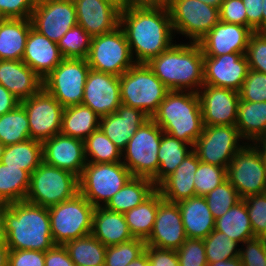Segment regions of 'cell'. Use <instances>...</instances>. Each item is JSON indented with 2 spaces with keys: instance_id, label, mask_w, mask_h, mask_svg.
I'll use <instances>...</instances> for the list:
<instances>
[{
  "instance_id": "cell-1",
  "label": "cell",
  "mask_w": 266,
  "mask_h": 266,
  "mask_svg": "<svg viewBox=\"0 0 266 266\" xmlns=\"http://www.w3.org/2000/svg\"><path fill=\"white\" fill-rule=\"evenodd\" d=\"M135 63H148L176 40L166 4L130 5L120 12V25Z\"/></svg>"
},
{
  "instance_id": "cell-2",
  "label": "cell",
  "mask_w": 266,
  "mask_h": 266,
  "mask_svg": "<svg viewBox=\"0 0 266 266\" xmlns=\"http://www.w3.org/2000/svg\"><path fill=\"white\" fill-rule=\"evenodd\" d=\"M9 250L47 251L55 244L48 208L26 200L0 208Z\"/></svg>"
},
{
  "instance_id": "cell-3",
  "label": "cell",
  "mask_w": 266,
  "mask_h": 266,
  "mask_svg": "<svg viewBox=\"0 0 266 266\" xmlns=\"http://www.w3.org/2000/svg\"><path fill=\"white\" fill-rule=\"evenodd\" d=\"M147 65L169 89L198 92L204 85V55L198 43H174Z\"/></svg>"
},
{
  "instance_id": "cell-4",
  "label": "cell",
  "mask_w": 266,
  "mask_h": 266,
  "mask_svg": "<svg viewBox=\"0 0 266 266\" xmlns=\"http://www.w3.org/2000/svg\"><path fill=\"white\" fill-rule=\"evenodd\" d=\"M151 119L164 133L192 147L204 128L199 96L192 91L170 90Z\"/></svg>"
},
{
  "instance_id": "cell-5",
  "label": "cell",
  "mask_w": 266,
  "mask_h": 266,
  "mask_svg": "<svg viewBox=\"0 0 266 266\" xmlns=\"http://www.w3.org/2000/svg\"><path fill=\"white\" fill-rule=\"evenodd\" d=\"M119 81L121 104L139 109L150 118L170 91L146 63H135Z\"/></svg>"
},
{
  "instance_id": "cell-6",
  "label": "cell",
  "mask_w": 266,
  "mask_h": 266,
  "mask_svg": "<svg viewBox=\"0 0 266 266\" xmlns=\"http://www.w3.org/2000/svg\"><path fill=\"white\" fill-rule=\"evenodd\" d=\"M162 134L163 130L150 118L138 128L122 151V163L132 176L148 178L156 187Z\"/></svg>"
},
{
  "instance_id": "cell-7",
  "label": "cell",
  "mask_w": 266,
  "mask_h": 266,
  "mask_svg": "<svg viewBox=\"0 0 266 266\" xmlns=\"http://www.w3.org/2000/svg\"><path fill=\"white\" fill-rule=\"evenodd\" d=\"M95 207L79 192L74 197L48 208L55 245L91 234Z\"/></svg>"
},
{
  "instance_id": "cell-8",
  "label": "cell",
  "mask_w": 266,
  "mask_h": 266,
  "mask_svg": "<svg viewBox=\"0 0 266 266\" xmlns=\"http://www.w3.org/2000/svg\"><path fill=\"white\" fill-rule=\"evenodd\" d=\"M79 193V177L42 162L30 176L25 200L49 208Z\"/></svg>"
},
{
  "instance_id": "cell-9",
  "label": "cell",
  "mask_w": 266,
  "mask_h": 266,
  "mask_svg": "<svg viewBox=\"0 0 266 266\" xmlns=\"http://www.w3.org/2000/svg\"><path fill=\"white\" fill-rule=\"evenodd\" d=\"M131 177L122 162H87L79 177V192L94 207H104Z\"/></svg>"
},
{
  "instance_id": "cell-10",
  "label": "cell",
  "mask_w": 266,
  "mask_h": 266,
  "mask_svg": "<svg viewBox=\"0 0 266 266\" xmlns=\"http://www.w3.org/2000/svg\"><path fill=\"white\" fill-rule=\"evenodd\" d=\"M226 177L242 199L266 193V165L256 143H246L234 155Z\"/></svg>"
},
{
  "instance_id": "cell-11",
  "label": "cell",
  "mask_w": 266,
  "mask_h": 266,
  "mask_svg": "<svg viewBox=\"0 0 266 266\" xmlns=\"http://www.w3.org/2000/svg\"><path fill=\"white\" fill-rule=\"evenodd\" d=\"M87 59L64 58L43 81V89L64 108L82 104L90 71Z\"/></svg>"
},
{
  "instance_id": "cell-12",
  "label": "cell",
  "mask_w": 266,
  "mask_h": 266,
  "mask_svg": "<svg viewBox=\"0 0 266 266\" xmlns=\"http://www.w3.org/2000/svg\"><path fill=\"white\" fill-rule=\"evenodd\" d=\"M87 62L91 69L120 77L135 62L123 29L94 36L91 40Z\"/></svg>"
},
{
  "instance_id": "cell-13",
  "label": "cell",
  "mask_w": 266,
  "mask_h": 266,
  "mask_svg": "<svg viewBox=\"0 0 266 266\" xmlns=\"http://www.w3.org/2000/svg\"><path fill=\"white\" fill-rule=\"evenodd\" d=\"M174 34L185 36L188 42L198 43L219 19V9L199 0H168Z\"/></svg>"
},
{
  "instance_id": "cell-14",
  "label": "cell",
  "mask_w": 266,
  "mask_h": 266,
  "mask_svg": "<svg viewBox=\"0 0 266 266\" xmlns=\"http://www.w3.org/2000/svg\"><path fill=\"white\" fill-rule=\"evenodd\" d=\"M245 144L235 125L204 126L193 151L199 161L227 169L234 155Z\"/></svg>"
},
{
  "instance_id": "cell-15",
  "label": "cell",
  "mask_w": 266,
  "mask_h": 266,
  "mask_svg": "<svg viewBox=\"0 0 266 266\" xmlns=\"http://www.w3.org/2000/svg\"><path fill=\"white\" fill-rule=\"evenodd\" d=\"M20 105L27 113L31 139L43 142L60 133L64 107L43 88Z\"/></svg>"
},
{
  "instance_id": "cell-16",
  "label": "cell",
  "mask_w": 266,
  "mask_h": 266,
  "mask_svg": "<svg viewBox=\"0 0 266 266\" xmlns=\"http://www.w3.org/2000/svg\"><path fill=\"white\" fill-rule=\"evenodd\" d=\"M32 28L53 42L77 25L73 0H36L31 14Z\"/></svg>"
},
{
  "instance_id": "cell-17",
  "label": "cell",
  "mask_w": 266,
  "mask_h": 266,
  "mask_svg": "<svg viewBox=\"0 0 266 266\" xmlns=\"http://www.w3.org/2000/svg\"><path fill=\"white\" fill-rule=\"evenodd\" d=\"M197 94L204 126L236 125L239 91L204 84Z\"/></svg>"
},
{
  "instance_id": "cell-18",
  "label": "cell",
  "mask_w": 266,
  "mask_h": 266,
  "mask_svg": "<svg viewBox=\"0 0 266 266\" xmlns=\"http://www.w3.org/2000/svg\"><path fill=\"white\" fill-rule=\"evenodd\" d=\"M82 105L90 107L100 118L115 113L121 105L119 77L90 69Z\"/></svg>"
},
{
  "instance_id": "cell-19",
  "label": "cell",
  "mask_w": 266,
  "mask_h": 266,
  "mask_svg": "<svg viewBox=\"0 0 266 266\" xmlns=\"http://www.w3.org/2000/svg\"><path fill=\"white\" fill-rule=\"evenodd\" d=\"M186 239L178 203L163 199L159 192L155 223L151 235L145 241L146 246L177 250Z\"/></svg>"
},
{
  "instance_id": "cell-20",
  "label": "cell",
  "mask_w": 266,
  "mask_h": 266,
  "mask_svg": "<svg viewBox=\"0 0 266 266\" xmlns=\"http://www.w3.org/2000/svg\"><path fill=\"white\" fill-rule=\"evenodd\" d=\"M249 65L245 53L204 56V84L215 87L241 89Z\"/></svg>"
},
{
  "instance_id": "cell-21",
  "label": "cell",
  "mask_w": 266,
  "mask_h": 266,
  "mask_svg": "<svg viewBox=\"0 0 266 266\" xmlns=\"http://www.w3.org/2000/svg\"><path fill=\"white\" fill-rule=\"evenodd\" d=\"M43 162L80 177L87 164L84 140L58 133L42 142Z\"/></svg>"
},
{
  "instance_id": "cell-22",
  "label": "cell",
  "mask_w": 266,
  "mask_h": 266,
  "mask_svg": "<svg viewBox=\"0 0 266 266\" xmlns=\"http://www.w3.org/2000/svg\"><path fill=\"white\" fill-rule=\"evenodd\" d=\"M252 33L247 26L219 21L198 44L204 56L246 53Z\"/></svg>"
},
{
  "instance_id": "cell-23",
  "label": "cell",
  "mask_w": 266,
  "mask_h": 266,
  "mask_svg": "<svg viewBox=\"0 0 266 266\" xmlns=\"http://www.w3.org/2000/svg\"><path fill=\"white\" fill-rule=\"evenodd\" d=\"M76 8L77 25L91 37L109 33L120 25V12L108 0H73Z\"/></svg>"
},
{
  "instance_id": "cell-24",
  "label": "cell",
  "mask_w": 266,
  "mask_h": 266,
  "mask_svg": "<svg viewBox=\"0 0 266 266\" xmlns=\"http://www.w3.org/2000/svg\"><path fill=\"white\" fill-rule=\"evenodd\" d=\"M148 117L143 111L121 104L115 113L100 118V129L123 151L130 138Z\"/></svg>"
},
{
  "instance_id": "cell-25",
  "label": "cell",
  "mask_w": 266,
  "mask_h": 266,
  "mask_svg": "<svg viewBox=\"0 0 266 266\" xmlns=\"http://www.w3.org/2000/svg\"><path fill=\"white\" fill-rule=\"evenodd\" d=\"M56 42L31 28L22 61L44 79L63 60Z\"/></svg>"
},
{
  "instance_id": "cell-26",
  "label": "cell",
  "mask_w": 266,
  "mask_h": 266,
  "mask_svg": "<svg viewBox=\"0 0 266 266\" xmlns=\"http://www.w3.org/2000/svg\"><path fill=\"white\" fill-rule=\"evenodd\" d=\"M0 84L20 101L43 88L42 79L22 60H0Z\"/></svg>"
},
{
  "instance_id": "cell-27",
  "label": "cell",
  "mask_w": 266,
  "mask_h": 266,
  "mask_svg": "<svg viewBox=\"0 0 266 266\" xmlns=\"http://www.w3.org/2000/svg\"><path fill=\"white\" fill-rule=\"evenodd\" d=\"M198 165V156L192 151L177 166L176 170L157 187L162 198L178 203L183 199L196 196L194 174Z\"/></svg>"
},
{
  "instance_id": "cell-28",
  "label": "cell",
  "mask_w": 266,
  "mask_h": 266,
  "mask_svg": "<svg viewBox=\"0 0 266 266\" xmlns=\"http://www.w3.org/2000/svg\"><path fill=\"white\" fill-rule=\"evenodd\" d=\"M187 238L204 239L215 227V219L203 196H193L178 202Z\"/></svg>"
},
{
  "instance_id": "cell-29",
  "label": "cell",
  "mask_w": 266,
  "mask_h": 266,
  "mask_svg": "<svg viewBox=\"0 0 266 266\" xmlns=\"http://www.w3.org/2000/svg\"><path fill=\"white\" fill-rule=\"evenodd\" d=\"M91 234L103 245L125 243L133 239L124 214L95 207Z\"/></svg>"
},
{
  "instance_id": "cell-30",
  "label": "cell",
  "mask_w": 266,
  "mask_h": 266,
  "mask_svg": "<svg viewBox=\"0 0 266 266\" xmlns=\"http://www.w3.org/2000/svg\"><path fill=\"white\" fill-rule=\"evenodd\" d=\"M30 19L3 18L0 21V60H22Z\"/></svg>"
},
{
  "instance_id": "cell-31",
  "label": "cell",
  "mask_w": 266,
  "mask_h": 266,
  "mask_svg": "<svg viewBox=\"0 0 266 266\" xmlns=\"http://www.w3.org/2000/svg\"><path fill=\"white\" fill-rule=\"evenodd\" d=\"M246 143H256L266 136V101L247 102L240 100L236 125Z\"/></svg>"
},
{
  "instance_id": "cell-32",
  "label": "cell",
  "mask_w": 266,
  "mask_h": 266,
  "mask_svg": "<svg viewBox=\"0 0 266 266\" xmlns=\"http://www.w3.org/2000/svg\"><path fill=\"white\" fill-rule=\"evenodd\" d=\"M157 187L148 178L132 176L126 184L104 206L118 213H126L148 199Z\"/></svg>"
},
{
  "instance_id": "cell-33",
  "label": "cell",
  "mask_w": 266,
  "mask_h": 266,
  "mask_svg": "<svg viewBox=\"0 0 266 266\" xmlns=\"http://www.w3.org/2000/svg\"><path fill=\"white\" fill-rule=\"evenodd\" d=\"M99 125L100 117L90 107L69 106L63 110L60 133L85 140Z\"/></svg>"
},
{
  "instance_id": "cell-34",
  "label": "cell",
  "mask_w": 266,
  "mask_h": 266,
  "mask_svg": "<svg viewBox=\"0 0 266 266\" xmlns=\"http://www.w3.org/2000/svg\"><path fill=\"white\" fill-rule=\"evenodd\" d=\"M214 229L225 233L233 241L240 243V245L244 241L255 238L249 213L243 199L220 218L215 219Z\"/></svg>"
},
{
  "instance_id": "cell-35",
  "label": "cell",
  "mask_w": 266,
  "mask_h": 266,
  "mask_svg": "<svg viewBox=\"0 0 266 266\" xmlns=\"http://www.w3.org/2000/svg\"><path fill=\"white\" fill-rule=\"evenodd\" d=\"M159 205V191L156 190L142 204L124 213L125 221L133 238L147 240L151 235Z\"/></svg>"
},
{
  "instance_id": "cell-36",
  "label": "cell",
  "mask_w": 266,
  "mask_h": 266,
  "mask_svg": "<svg viewBox=\"0 0 266 266\" xmlns=\"http://www.w3.org/2000/svg\"><path fill=\"white\" fill-rule=\"evenodd\" d=\"M192 151L193 147L190 144L163 132L158 150L157 187L176 170L177 166Z\"/></svg>"
},
{
  "instance_id": "cell-37",
  "label": "cell",
  "mask_w": 266,
  "mask_h": 266,
  "mask_svg": "<svg viewBox=\"0 0 266 266\" xmlns=\"http://www.w3.org/2000/svg\"><path fill=\"white\" fill-rule=\"evenodd\" d=\"M0 162L8 167H20L31 174L43 162L42 142L29 139L6 145Z\"/></svg>"
},
{
  "instance_id": "cell-38",
  "label": "cell",
  "mask_w": 266,
  "mask_h": 266,
  "mask_svg": "<svg viewBox=\"0 0 266 266\" xmlns=\"http://www.w3.org/2000/svg\"><path fill=\"white\" fill-rule=\"evenodd\" d=\"M75 266H104L107 246L92 234L64 244Z\"/></svg>"
},
{
  "instance_id": "cell-39",
  "label": "cell",
  "mask_w": 266,
  "mask_h": 266,
  "mask_svg": "<svg viewBox=\"0 0 266 266\" xmlns=\"http://www.w3.org/2000/svg\"><path fill=\"white\" fill-rule=\"evenodd\" d=\"M84 148L88 163L122 162V151L104 134L100 127L84 140Z\"/></svg>"
},
{
  "instance_id": "cell-40",
  "label": "cell",
  "mask_w": 266,
  "mask_h": 266,
  "mask_svg": "<svg viewBox=\"0 0 266 266\" xmlns=\"http://www.w3.org/2000/svg\"><path fill=\"white\" fill-rule=\"evenodd\" d=\"M31 174L20 167H8L0 162V194L9 202L25 200Z\"/></svg>"
},
{
  "instance_id": "cell-41",
  "label": "cell",
  "mask_w": 266,
  "mask_h": 266,
  "mask_svg": "<svg viewBox=\"0 0 266 266\" xmlns=\"http://www.w3.org/2000/svg\"><path fill=\"white\" fill-rule=\"evenodd\" d=\"M29 139L31 138L27 113L20 104L14 110L0 116V141L5 146Z\"/></svg>"
},
{
  "instance_id": "cell-42",
  "label": "cell",
  "mask_w": 266,
  "mask_h": 266,
  "mask_svg": "<svg viewBox=\"0 0 266 266\" xmlns=\"http://www.w3.org/2000/svg\"><path fill=\"white\" fill-rule=\"evenodd\" d=\"M203 242L208 266L218 261L239 257L240 244L216 229L204 238Z\"/></svg>"
},
{
  "instance_id": "cell-43",
  "label": "cell",
  "mask_w": 266,
  "mask_h": 266,
  "mask_svg": "<svg viewBox=\"0 0 266 266\" xmlns=\"http://www.w3.org/2000/svg\"><path fill=\"white\" fill-rule=\"evenodd\" d=\"M92 37L80 26L69 29L57 42L63 58L87 59Z\"/></svg>"
},
{
  "instance_id": "cell-44",
  "label": "cell",
  "mask_w": 266,
  "mask_h": 266,
  "mask_svg": "<svg viewBox=\"0 0 266 266\" xmlns=\"http://www.w3.org/2000/svg\"><path fill=\"white\" fill-rule=\"evenodd\" d=\"M204 198L214 219L220 218L231 207L242 200L236 189L227 179L205 195Z\"/></svg>"
},
{
  "instance_id": "cell-45",
  "label": "cell",
  "mask_w": 266,
  "mask_h": 266,
  "mask_svg": "<svg viewBox=\"0 0 266 266\" xmlns=\"http://www.w3.org/2000/svg\"><path fill=\"white\" fill-rule=\"evenodd\" d=\"M146 248L145 240L133 238L132 240L106 248L104 266H127L139 257Z\"/></svg>"
},
{
  "instance_id": "cell-46",
  "label": "cell",
  "mask_w": 266,
  "mask_h": 266,
  "mask_svg": "<svg viewBox=\"0 0 266 266\" xmlns=\"http://www.w3.org/2000/svg\"><path fill=\"white\" fill-rule=\"evenodd\" d=\"M194 175L196 195L203 197L227 179L225 167L211 165L201 161H199Z\"/></svg>"
},
{
  "instance_id": "cell-47",
  "label": "cell",
  "mask_w": 266,
  "mask_h": 266,
  "mask_svg": "<svg viewBox=\"0 0 266 266\" xmlns=\"http://www.w3.org/2000/svg\"><path fill=\"white\" fill-rule=\"evenodd\" d=\"M250 218L254 237L266 238V193L243 198Z\"/></svg>"
},
{
  "instance_id": "cell-48",
  "label": "cell",
  "mask_w": 266,
  "mask_h": 266,
  "mask_svg": "<svg viewBox=\"0 0 266 266\" xmlns=\"http://www.w3.org/2000/svg\"><path fill=\"white\" fill-rule=\"evenodd\" d=\"M239 98L247 102L266 101V74L249 69L239 90Z\"/></svg>"
},
{
  "instance_id": "cell-49",
  "label": "cell",
  "mask_w": 266,
  "mask_h": 266,
  "mask_svg": "<svg viewBox=\"0 0 266 266\" xmlns=\"http://www.w3.org/2000/svg\"><path fill=\"white\" fill-rule=\"evenodd\" d=\"M176 252L179 266H208L202 239L187 238Z\"/></svg>"
},
{
  "instance_id": "cell-50",
  "label": "cell",
  "mask_w": 266,
  "mask_h": 266,
  "mask_svg": "<svg viewBox=\"0 0 266 266\" xmlns=\"http://www.w3.org/2000/svg\"><path fill=\"white\" fill-rule=\"evenodd\" d=\"M245 55L249 69L266 74V32L251 34Z\"/></svg>"
},
{
  "instance_id": "cell-51",
  "label": "cell",
  "mask_w": 266,
  "mask_h": 266,
  "mask_svg": "<svg viewBox=\"0 0 266 266\" xmlns=\"http://www.w3.org/2000/svg\"><path fill=\"white\" fill-rule=\"evenodd\" d=\"M239 258L243 266H266V238L255 237L244 241Z\"/></svg>"
},
{
  "instance_id": "cell-52",
  "label": "cell",
  "mask_w": 266,
  "mask_h": 266,
  "mask_svg": "<svg viewBox=\"0 0 266 266\" xmlns=\"http://www.w3.org/2000/svg\"><path fill=\"white\" fill-rule=\"evenodd\" d=\"M36 0H0V15L3 18L30 19Z\"/></svg>"
},
{
  "instance_id": "cell-53",
  "label": "cell",
  "mask_w": 266,
  "mask_h": 266,
  "mask_svg": "<svg viewBox=\"0 0 266 266\" xmlns=\"http://www.w3.org/2000/svg\"><path fill=\"white\" fill-rule=\"evenodd\" d=\"M222 22L247 26L246 11L242 0H224L219 8Z\"/></svg>"
},
{
  "instance_id": "cell-54",
  "label": "cell",
  "mask_w": 266,
  "mask_h": 266,
  "mask_svg": "<svg viewBox=\"0 0 266 266\" xmlns=\"http://www.w3.org/2000/svg\"><path fill=\"white\" fill-rule=\"evenodd\" d=\"M8 266H45V252L10 250Z\"/></svg>"
},
{
  "instance_id": "cell-55",
  "label": "cell",
  "mask_w": 266,
  "mask_h": 266,
  "mask_svg": "<svg viewBox=\"0 0 266 266\" xmlns=\"http://www.w3.org/2000/svg\"><path fill=\"white\" fill-rule=\"evenodd\" d=\"M145 251L152 266H179L176 250L146 246Z\"/></svg>"
},
{
  "instance_id": "cell-56",
  "label": "cell",
  "mask_w": 266,
  "mask_h": 266,
  "mask_svg": "<svg viewBox=\"0 0 266 266\" xmlns=\"http://www.w3.org/2000/svg\"><path fill=\"white\" fill-rule=\"evenodd\" d=\"M247 17V27L253 32H262L263 0H242Z\"/></svg>"
},
{
  "instance_id": "cell-57",
  "label": "cell",
  "mask_w": 266,
  "mask_h": 266,
  "mask_svg": "<svg viewBox=\"0 0 266 266\" xmlns=\"http://www.w3.org/2000/svg\"><path fill=\"white\" fill-rule=\"evenodd\" d=\"M45 266H75L64 245H54L45 251Z\"/></svg>"
},
{
  "instance_id": "cell-58",
  "label": "cell",
  "mask_w": 266,
  "mask_h": 266,
  "mask_svg": "<svg viewBox=\"0 0 266 266\" xmlns=\"http://www.w3.org/2000/svg\"><path fill=\"white\" fill-rule=\"evenodd\" d=\"M20 100L0 84V116L14 110Z\"/></svg>"
},
{
  "instance_id": "cell-59",
  "label": "cell",
  "mask_w": 266,
  "mask_h": 266,
  "mask_svg": "<svg viewBox=\"0 0 266 266\" xmlns=\"http://www.w3.org/2000/svg\"><path fill=\"white\" fill-rule=\"evenodd\" d=\"M9 252L6 242H0V266H8Z\"/></svg>"
},
{
  "instance_id": "cell-60",
  "label": "cell",
  "mask_w": 266,
  "mask_h": 266,
  "mask_svg": "<svg viewBox=\"0 0 266 266\" xmlns=\"http://www.w3.org/2000/svg\"><path fill=\"white\" fill-rule=\"evenodd\" d=\"M209 266H243L239 257L230 260L218 261Z\"/></svg>"
},
{
  "instance_id": "cell-61",
  "label": "cell",
  "mask_w": 266,
  "mask_h": 266,
  "mask_svg": "<svg viewBox=\"0 0 266 266\" xmlns=\"http://www.w3.org/2000/svg\"><path fill=\"white\" fill-rule=\"evenodd\" d=\"M164 3L163 0H128V7L130 5H160Z\"/></svg>"
},
{
  "instance_id": "cell-62",
  "label": "cell",
  "mask_w": 266,
  "mask_h": 266,
  "mask_svg": "<svg viewBox=\"0 0 266 266\" xmlns=\"http://www.w3.org/2000/svg\"><path fill=\"white\" fill-rule=\"evenodd\" d=\"M148 262L149 260L147 252L144 251L139 257H137L134 261H131V263L127 266H147Z\"/></svg>"
},
{
  "instance_id": "cell-63",
  "label": "cell",
  "mask_w": 266,
  "mask_h": 266,
  "mask_svg": "<svg viewBox=\"0 0 266 266\" xmlns=\"http://www.w3.org/2000/svg\"><path fill=\"white\" fill-rule=\"evenodd\" d=\"M257 146L260 148L261 150V153L264 157V161H265V165H266V136L259 139L257 142H256Z\"/></svg>"
},
{
  "instance_id": "cell-64",
  "label": "cell",
  "mask_w": 266,
  "mask_h": 266,
  "mask_svg": "<svg viewBox=\"0 0 266 266\" xmlns=\"http://www.w3.org/2000/svg\"><path fill=\"white\" fill-rule=\"evenodd\" d=\"M114 5H116L119 9H126L128 7V0H108Z\"/></svg>"
},
{
  "instance_id": "cell-65",
  "label": "cell",
  "mask_w": 266,
  "mask_h": 266,
  "mask_svg": "<svg viewBox=\"0 0 266 266\" xmlns=\"http://www.w3.org/2000/svg\"><path fill=\"white\" fill-rule=\"evenodd\" d=\"M199 1H202L209 6H212V7L219 9L224 0H199Z\"/></svg>"
},
{
  "instance_id": "cell-66",
  "label": "cell",
  "mask_w": 266,
  "mask_h": 266,
  "mask_svg": "<svg viewBox=\"0 0 266 266\" xmlns=\"http://www.w3.org/2000/svg\"><path fill=\"white\" fill-rule=\"evenodd\" d=\"M262 10V32H266V0H263Z\"/></svg>"
},
{
  "instance_id": "cell-67",
  "label": "cell",
  "mask_w": 266,
  "mask_h": 266,
  "mask_svg": "<svg viewBox=\"0 0 266 266\" xmlns=\"http://www.w3.org/2000/svg\"><path fill=\"white\" fill-rule=\"evenodd\" d=\"M0 242H6L5 236H4V228H3V220L0 213Z\"/></svg>"
},
{
  "instance_id": "cell-68",
  "label": "cell",
  "mask_w": 266,
  "mask_h": 266,
  "mask_svg": "<svg viewBox=\"0 0 266 266\" xmlns=\"http://www.w3.org/2000/svg\"><path fill=\"white\" fill-rule=\"evenodd\" d=\"M9 202L0 194V208L5 207Z\"/></svg>"
},
{
  "instance_id": "cell-69",
  "label": "cell",
  "mask_w": 266,
  "mask_h": 266,
  "mask_svg": "<svg viewBox=\"0 0 266 266\" xmlns=\"http://www.w3.org/2000/svg\"><path fill=\"white\" fill-rule=\"evenodd\" d=\"M4 149H5V145L0 141V161H1V157L4 153Z\"/></svg>"
},
{
  "instance_id": "cell-70",
  "label": "cell",
  "mask_w": 266,
  "mask_h": 266,
  "mask_svg": "<svg viewBox=\"0 0 266 266\" xmlns=\"http://www.w3.org/2000/svg\"><path fill=\"white\" fill-rule=\"evenodd\" d=\"M147 266H152V264L150 262L147 263Z\"/></svg>"
}]
</instances>
